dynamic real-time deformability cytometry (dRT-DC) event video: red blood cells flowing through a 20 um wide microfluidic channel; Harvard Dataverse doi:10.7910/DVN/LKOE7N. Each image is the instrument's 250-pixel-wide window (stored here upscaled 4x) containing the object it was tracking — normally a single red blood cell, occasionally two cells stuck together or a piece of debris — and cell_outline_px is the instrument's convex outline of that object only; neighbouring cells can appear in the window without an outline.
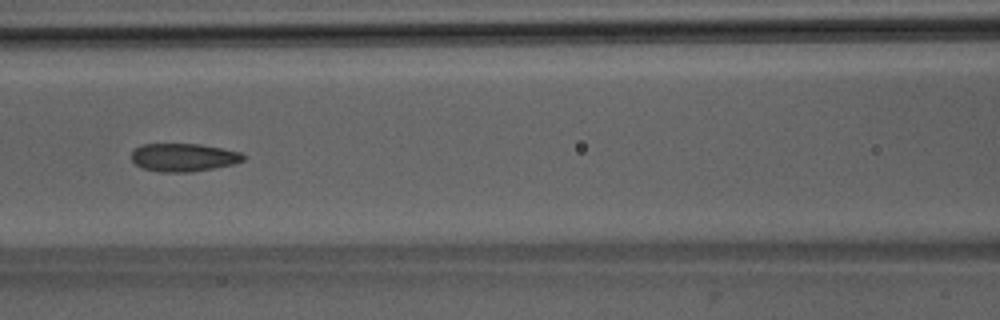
{"species": "Egyptian fruit bat (a non-hibernating species)", "species_latin": "Rousettus aegyptiacus", "temperature_condition": "room temperature", "stored_images_in_passage": 35, "camera_frame_rate_fps": 3000, "um_per_image_px": 0.085, "animal": {"sex": "male"}, "frame": {"image": 1, "passage_image": 7, "time_ms": 2.0, "image_size_px": [1000, 320], "cell_outline_px": [[248, 156], [244, 160], [232, 164], [212, 168], [188, 172], [160, 172], [144, 168], [136, 164], [132, 160], [132, 152], [136, 148], [144, 144], [200, 144], [240, 152]], "centroid_in_image_um": [15.62, 13.37], "position_along_channel_um": 151.0, "area_um2": 18.09}}
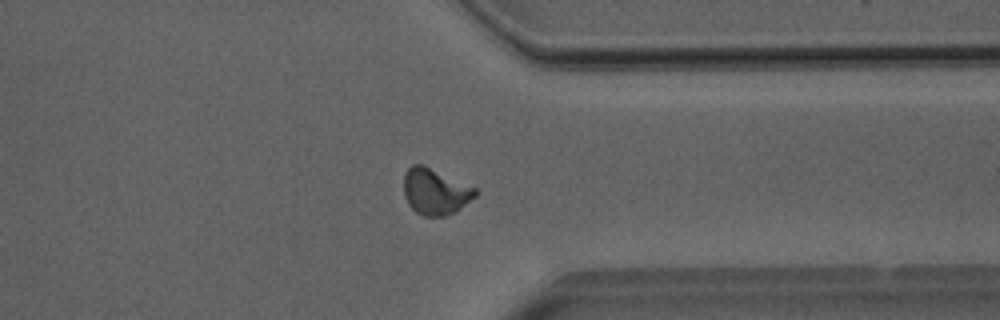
{"frame": {"image": 2, "passage_image": 24, "time_ms": 7.667, "image_size_px": [1000, 320], "cell_outline_px": [[476, 196], [456, 212], [444, 216], [424, 216], [416, 212], [408, 204], [404, 196], [404, 172], [412, 164], [424, 164], [476, 188]], "centroid_in_image_um": [36.98, 16.27], "position_along_channel_um": 374.4, "area_um2": 19.36}}
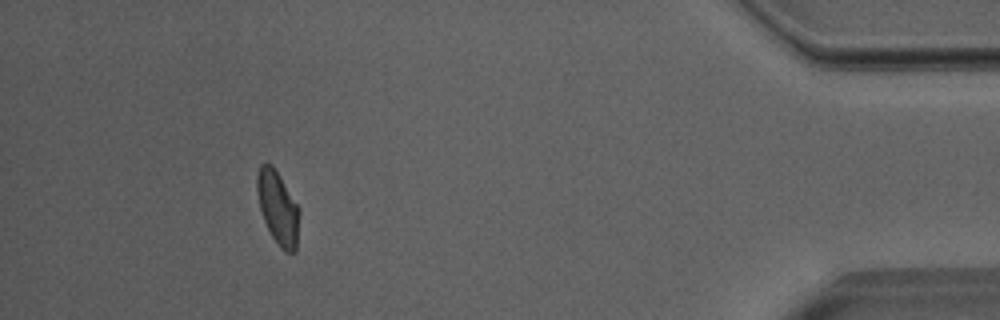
{"frame": {"image": 3, "passage_image": 31, "time_ms": 10.0, "image_size_px": [1000, 320], "cell_outline_px": [[300, 212], [296, 252], [284, 252], [280, 248], [272, 236], [264, 220], [260, 208], [256, 188], [256, 176], [260, 164], [264, 160], [272, 164], [300, 208]], "centroid_in_image_um": [23.62, 17.63], "position_along_channel_um": 411.6, "area_um2": 18.26}, "authors_computed_cell_mechanics": {"area_um2": 18.2648, "velocity_mm_per_s": 3.9978, "shape_relaxation_time_tau1_ms": null, "shape_relaxation_time_tau2_ms": 1.2641, "deformation_change_tau1": null, "deformation_change_tau2": 0.0691}}